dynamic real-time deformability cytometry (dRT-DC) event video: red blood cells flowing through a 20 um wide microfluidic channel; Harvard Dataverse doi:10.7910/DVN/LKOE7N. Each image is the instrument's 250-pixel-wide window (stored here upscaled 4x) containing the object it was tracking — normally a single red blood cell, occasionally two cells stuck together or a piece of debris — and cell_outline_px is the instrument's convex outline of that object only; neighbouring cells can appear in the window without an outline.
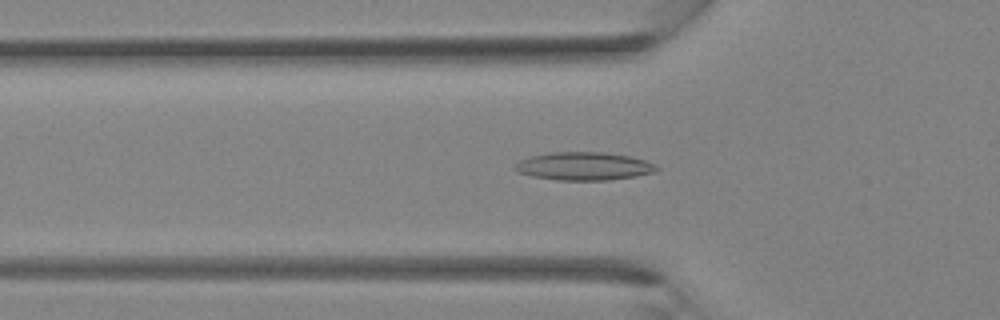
{"species": "Egyptian fruit bat (a non-hibernating species)", "species_latin": "Rousettus aegyptiacus", "temperature_condition": "room temperature", "stored_images_in_passage": 38, "camera_frame_rate_fps": 3000, "um_per_image_px": 0.085, "animal": {"sex": "female"}, "frame": {"image": 1, "passage_image": 13, "time_ms": 4.0, "image_size_px": [1000, 320], "cell_outline_px": [[660, 168], [656, 172], [636, 176], [608, 180], [556, 180], [532, 176], [520, 172], [516, 168], [516, 164], [520, 160], [528, 156], [548, 152], [604, 152], [628, 156], [644, 160]], "centroid_in_image_um": [49.63, 14.12], "position_along_channel_um": 76.2, "area_um2": 23.06}}
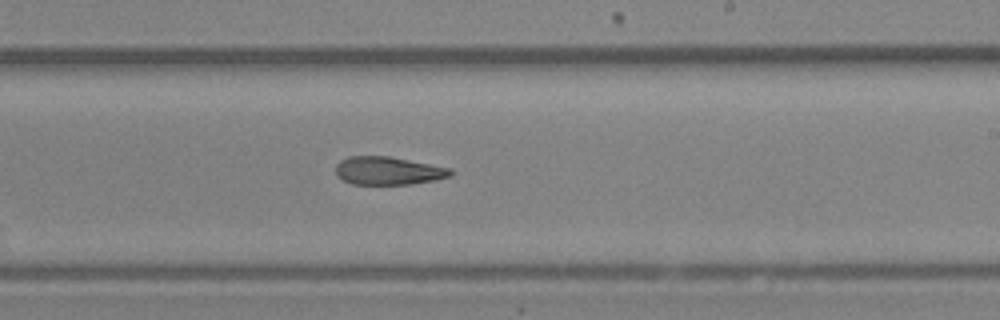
{"frame": {"image": 2, "passage_image": 23, "time_ms": 7.333, "image_size_px": [1000, 320], "cell_outline_px": [[452, 176], [436, 180], [412, 184], [352, 184], [336, 176], [336, 164], [340, 160], [348, 156], [388, 156], [452, 168]], "centroid_in_image_um": [33.0, 14.51], "position_along_channel_um": 256.0, "area_um2": 18.9}}
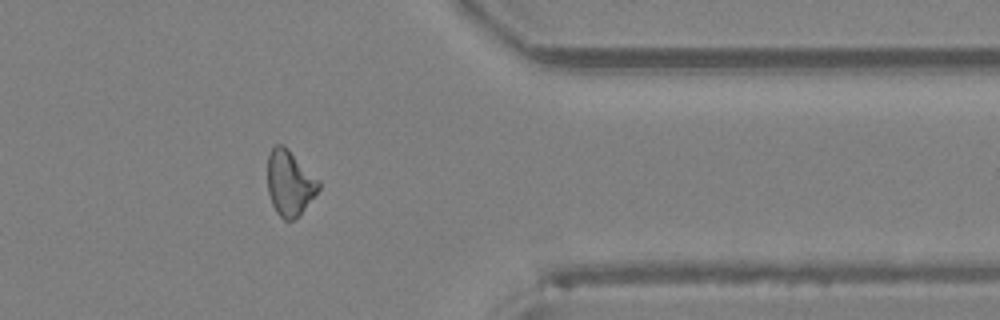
{"frame": {"image": 3, "passage_image": 31, "time_ms": 10.0, "image_size_px": [1000, 320], "cell_outline_px": [[320, 188], [300, 216], [292, 220], [284, 220], [276, 212], [272, 204], [268, 192], [268, 152], [276, 144], [284, 144], [320, 180]], "centroid_in_image_um": [24.63, 15.55], "position_along_channel_um": 386.8, "area_um2": 19.71}}